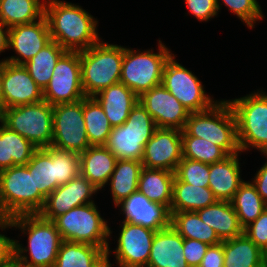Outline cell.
Wrapping results in <instances>:
<instances>
[{"label": "cell", "instance_id": "6da1fadb", "mask_svg": "<svg viewBox=\"0 0 267 267\" xmlns=\"http://www.w3.org/2000/svg\"><path fill=\"white\" fill-rule=\"evenodd\" d=\"M50 38L66 51H83L100 42L97 19L81 6L59 0L45 2Z\"/></svg>", "mask_w": 267, "mask_h": 267}, {"label": "cell", "instance_id": "7a4b0ae2", "mask_svg": "<svg viewBox=\"0 0 267 267\" xmlns=\"http://www.w3.org/2000/svg\"><path fill=\"white\" fill-rule=\"evenodd\" d=\"M11 220L13 227L19 228L25 235L28 234V248H23L15 240V262L20 267H53L63 241L55 223L39 214L18 215ZM27 252L30 260L25 255Z\"/></svg>", "mask_w": 267, "mask_h": 267}, {"label": "cell", "instance_id": "3957f363", "mask_svg": "<svg viewBox=\"0 0 267 267\" xmlns=\"http://www.w3.org/2000/svg\"><path fill=\"white\" fill-rule=\"evenodd\" d=\"M124 47L103 42L80 51L81 84L86 97L120 82Z\"/></svg>", "mask_w": 267, "mask_h": 267}, {"label": "cell", "instance_id": "277c9868", "mask_svg": "<svg viewBox=\"0 0 267 267\" xmlns=\"http://www.w3.org/2000/svg\"><path fill=\"white\" fill-rule=\"evenodd\" d=\"M183 131L218 145L229 155L240 152L236 119L227 100L217 101L207 110L190 113Z\"/></svg>", "mask_w": 267, "mask_h": 267}, {"label": "cell", "instance_id": "5b68a950", "mask_svg": "<svg viewBox=\"0 0 267 267\" xmlns=\"http://www.w3.org/2000/svg\"><path fill=\"white\" fill-rule=\"evenodd\" d=\"M45 199L39 190H35L34 176L27 164L0 171V206L7 217L38 214Z\"/></svg>", "mask_w": 267, "mask_h": 267}, {"label": "cell", "instance_id": "8992f818", "mask_svg": "<svg viewBox=\"0 0 267 267\" xmlns=\"http://www.w3.org/2000/svg\"><path fill=\"white\" fill-rule=\"evenodd\" d=\"M262 91L227 100L236 119L240 153L250 147L261 153L267 148V93Z\"/></svg>", "mask_w": 267, "mask_h": 267}, {"label": "cell", "instance_id": "52a82bcc", "mask_svg": "<svg viewBox=\"0 0 267 267\" xmlns=\"http://www.w3.org/2000/svg\"><path fill=\"white\" fill-rule=\"evenodd\" d=\"M156 129L153 118L138 101L124 124L112 128L104 146L116 160L141 161L144 147Z\"/></svg>", "mask_w": 267, "mask_h": 267}, {"label": "cell", "instance_id": "ba28073f", "mask_svg": "<svg viewBox=\"0 0 267 267\" xmlns=\"http://www.w3.org/2000/svg\"><path fill=\"white\" fill-rule=\"evenodd\" d=\"M53 222L63 241L87 243L110 251L108 238L112 232L94 202L74 207Z\"/></svg>", "mask_w": 267, "mask_h": 267}, {"label": "cell", "instance_id": "9c48e42d", "mask_svg": "<svg viewBox=\"0 0 267 267\" xmlns=\"http://www.w3.org/2000/svg\"><path fill=\"white\" fill-rule=\"evenodd\" d=\"M158 44V53L150 49L141 52L124 47L120 82L138 97L161 85L165 64L173 54L160 40Z\"/></svg>", "mask_w": 267, "mask_h": 267}, {"label": "cell", "instance_id": "30bf717a", "mask_svg": "<svg viewBox=\"0 0 267 267\" xmlns=\"http://www.w3.org/2000/svg\"><path fill=\"white\" fill-rule=\"evenodd\" d=\"M3 124L29 140L36 148H47L53 139V106L37 103L4 109Z\"/></svg>", "mask_w": 267, "mask_h": 267}, {"label": "cell", "instance_id": "8fae6325", "mask_svg": "<svg viewBox=\"0 0 267 267\" xmlns=\"http://www.w3.org/2000/svg\"><path fill=\"white\" fill-rule=\"evenodd\" d=\"M173 54L166 62L161 84L190 113L209 109L217 101H213L204 90L201 81L187 68L179 64Z\"/></svg>", "mask_w": 267, "mask_h": 267}, {"label": "cell", "instance_id": "7c38bea8", "mask_svg": "<svg viewBox=\"0 0 267 267\" xmlns=\"http://www.w3.org/2000/svg\"><path fill=\"white\" fill-rule=\"evenodd\" d=\"M51 147L78 154L90 147L83 114V99L53 106Z\"/></svg>", "mask_w": 267, "mask_h": 267}, {"label": "cell", "instance_id": "4fadbf2b", "mask_svg": "<svg viewBox=\"0 0 267 267\" xmlns=\"http://www.w3.org/2000/svg\"><path fill=\"white\" fill-rule=\"evenodd\" d=\"M43 96L52 106L75 103L86 97L81 84L80 52L66 51L59 58Z\"/></svg>", "mask_w": 267, "mask_h": 267}, {"label": "cell", "instance_id": "5bb4252c", "mask_svg": "<svg viewBox=\"0 0 267 267\" xmlns=\"http://www.w3.org/2000/svg\"><path fill=\"white\" fill-rule=\"evenodd\" d=\"M138 101L151 115L157 128L184 129L190 112L162 84L142 93Z\"/></svg>", "mask_w": 267, "mask_h": 267}, {"label": "cell", "instance_id": "9a60e30c", "mask_svg": "<svg viewBox=\"0 0 267 267\" xmlns=\"http://www.w3.org/2000/svg\"><path fill=\"white\" fill-rule=\"evenodd\" d=\"M122 224L117 248L112 251L116 264L119 267H146L156 231L130 222Z\"/></svg>", "mask_w": 267, "mask_h": 267}, {"label": "cell", "instance_id": "2e32d148", "mask_svg": "<svg viewBox=\"0 0 267 267\" xmlns=\"http://www.w3.org/2000/svg\"><path fill=\"white\" fill-rule=\"evenodd\" d=\"M182 158L181 130L157 128L144 147L141 163L145 168L175 172Z\"/></svg>", "mask_w": 267, "mask_h": 267}, {"label": "cell", "instance_id": "e0dca14e", "mask_svg": "<svg viewBox=\"0 0 267 267\" xmlns=\"http://www.w3.org/2000/svg\"><path fill=\"white\" fill-rule=\"evenodd\" d=\"M50 41V30L45 15L35 22L10 27L8 48H12L18 56L4 58L0 64L9 62L23 65Z\"/></svg>", "mask_w": 267, "mask_h": 267}, {"label": "cell", "instance_id": "ac0fdd59", "mask_svg": "<svg viewBox=\"0 0 267 267\" xmlns=\"http://www.w3.org/2000/svg\"><path fill=\"white\" fill-rule=\"evenodd\" d=\"M98 190L88 179L79 174L68 183L59 185L48 195L38 214L46 220L53 221L74 207L94 202L91 197Z\"/></svg>", "mask_w": 267, "mask_h": 267}, {"label": "cell", "instance_id": "d6986e66", "mask_svg": "<svg viewBox=\"0 0 267 267\" xmlns=\"http://www.w3.org/2000/svg\"><path fill=\"white\" fill-rule=\"evenodd\" d=\"M4 109L44 100L41 89L23 65L2 64Z\"/></svg>", "mask_w": 267, "mask_h": 267}, {"label": "cell", "instance_id": "ffe728a7", "mask_svg": "<svg viewBox=\"0 0 267 267\" xmlns=\"http://www.w3.org/2000/svg\"><path fill=\"white\" fill-rule=\"evenodd\" d=\"M125 214L123 221L142 225L154 231L171 225V213L167 206L151 202L140 192L132 193L117 205Z\"/></svg>", "mask_w": 267, "mask_h": 267}, {"label": "cell", "instance_id": "44dd1931", "mask_svg": "<svg viewBox=\"0 0 267 267\" xmlns=\"http://www.w3.org/2000/svg\"><path fill=\"white\" fill-rule=\"evenodd\" d=\"M146 267H189L183 237L171 225L156 231Z\"/></svg>", "mask_w": 267, "mask_h": 267}, {"label": "cell", "instance_id": "7402d4cb", "mask_svg": "<svg viewBox=\"0 0 267 267\" xmlns=\"http://www.w3.org/2000/svg\"><path fill=\"white\" fill-rule=\"evenodd\" d=\"M239 153L209 164V189L220 201H231L239 186L244 182L240 175Z\"/></svg>", "mask_w": 267, "mask_h": 267}, {"label": "cell", "instance_id": "603a6c76", "mask_svg": "<svg viewBox=\"0 0 267 267\" xmlns=\"http://www.w3.org/2000/svg\"><path fill=\"white\" fill-rule=\"evenodd\" d=\"M94 98L102 106L113 128L124 124L130 111L137 104L139 97L119 82L103 89Z\"/></svg>", "mask_w": 267, "mask_h": 267}, {"label": "cell", "instance_id": "cb8c5ba5", "mask_svg": "<svg viewBox=\"0 0 267 267\" xmlns=\"http://www.w3.org/2000/svg\"><path fill=\"white\" fill-rule=\"evenodd\" d=\"M79 155L80 174L100 191L114 171L116 157L104 145L90 146Z\"/></svg>", "mask_w": 267, "mask_h": 267}, {"label": "cell", "instance_id": "d4e9b609", "mask_svg": "<svg viewBox=\"0 0 267 267\" xmlns=\"http://www.w3.org/2000/svg\"><path fill=\"white\" fill-rule=\"evenodd\" d=\"M196 212L204 223L215 230L221 241L243 234L238 216L229 201L217 200L214 204Z\"/></svg>", "mask_w": 267, "mask_h": 267}, {"label": "cell", "instance_id": "484cf974", "mask_svg": "<svg viewBox=\"0 0 267 267\" xmlns=\"http://www.w3.org/2000/svg\"><path fill=\"white\" fill-rule=\"evenodd\" d=\"M174 179L175 174L172 171L143 167L137 191L144 194L151 202L167 206L170 209Z\"/></svg>", "mask_w": 267, "mask_h": 267}, {"label": "cell", "instance_id": "4316f807", "mask_svg": "<svg viewBox=\"0 0 267 267\" xmlns=\"http://www.w3.org/2000/svg\"><path fill=\"white\" fill-rule=\"evenodd\" d=\"M27 169L34 176L35 190H39L45 198L59 186L56 171V148L50 146L37 149L27 163Z\"/></svg>", "mask_w": 267, "mask_h": 267}, {"label": "cell", "instance_id": "83f0119b", "mask_svg": "<svg viewBox=\"0 0 267 267\" xmlns=\"http://www.w3.org/2000/svg\"><path fill=\"white\" fill-rule=\"evenodd\" d=\"M224 267H263L264 252L244 233L223 241Z\"/></svg>", "mask_w": 267, "mask_h": 267}, {"label": "cell", "instance_id": "f1b7e54d", "mask_svg": "<svg viewBox=\"0 0 267 267\" xmlns=\"http://www.w3.org/2000/svg\"><path fill=\"white\" fill-rule=\"evenodd\" d=\"M143 164L138 160H117L110 176V190L115 207L138 190Z\"/></svg>", "mask_w": 267, "mask_h": 267}, {"label": "cell", "instance_id": "f546056e", "mask_svg": "<svg viewBox=\"0 0 267 267\" xmlns=\"http://www.w3.org/2000/svg\"><path fill=\"white\" fill-rule=\"evenodd\" d=\"M217 201L208 187L193 186L176 178L173 183V197L170 212L198 211Z\"/></svg>", "mask_w": 267, "mask_h": 267}, {"label": "cell", "instance_id": "4dcf8cb0", "mask_svg": "<svg viewBox=\"0 0 267 267\" xmlns=\"http://www.w3.org/2000/svg\"><path fill=\"white\" fill-rule=\"evenodd\" d=\"M45 2L46 0H0V21L9 28L35 22L45 15Z\"/></svg>", "mask_w": 267, "mask_h": 267}, {"label": "cell", "instance_id": "1f68e13d", "mask_svg": "<svg viewBox=\"0 0 267 267\" xmlns=\"http://www.w3.org/2000/svg\"><path fill=\"white\" fill-rule=\"evenodd\" d=\"M171 226L186 239H194L209 245H217L222 241L211 226L204 223L197 212H170Z\"/></svg>", "mask_w": 267, "mask_h": 267}, {"label": "cell", "instance_id": "d6a6232c", "mask_svg": "<svg viewBox=\"0 0 267 267\" xmlns=\"http://www.w3.org/2000/svg\"><path fill=\"white\" fill-rule=\"evenodd\" d=\"M105 254L101 247L62 241L53 267H93Z\"/></svg>", "mask_w": 267, "mask_h": 267}, {"label": "cell", "instance_id": "836d02e7", "mask_svg": "<svg viewBox=\"0 0 267 267\" xmlns=\"http://www.w3.org/2000/svg\"><path fill=\"white\" fill-rule=\"evenodd\" d=\"M239 223L244 229L265 210L267 203L261 198L252 182L244 181L230 201Z\"/></svg>", "mask_w": 267, "mask_h": 267}, {"label": "cell", "instance_id": "e575fe53", "mask_svg": "<svg viewBox=\"0 0 267 267\" xmlns=\"http://www.w3.org/2000/svg\"><path fill=\"white\" fill-rule=\"evenodd\" d=\"M65 52L66 50L56 41L51 40L23 66L36 84L44 90L50 82L57 61Z\"/></svg>", "mask_w": 267, "mask_h": 267}, {"label": "cell", "instance_id": "d590c367", "mask_svg": "<svg viewBox=\"0 0 267 267\" xmlns=\"http://www.w3.org/2000/svg\"><path fill=\"white\" fill-rule=\"evenodd\" d=\"M83 114L90 146L104 145L112 126L102 106L94 97L83 98Z\"/></svg>", "mask_w": 267, "mask_h": 267}, {"label": "cell", "instance_id": "8d00e7d4", "mask_svg": "<svg viewBox=\"0 0 267 267\" xmlns=\"http://www.w3.org/2000/svg\"><path fill=\"white\" fill-rule=\"evenodd\" d=\"M183 158L213 164L225 159L229 154L218 145L203 138L188 136L181 131Z\"/></svg>", "mask_w": 267, "mask_h": 267}, {"label": "cell", "instance_id": "74e56055", "mask_svg": "<svg viewBox=\"0 0 267 267\" xmlns=\"http://www.w3.org/2000/svg\"><path fill=\"white\" fill-rule=\"evenodd\" d=\"M174 174L177 180L187 184L209 187V164L182 158Z\"/></svg>", "mask_w": 267, "mask_h": 267}, {"label": "cell", "instance_id": "f35d334b", "mask_svg": "<svg viewBox=\"0 0 267 267\" xmlns=\"http://www.w3.org/2000/svg\"><path fill=\"white\" fill-rule=\"evenodd\" d=\"M8 159H13V166L26 165L38 149L29 140L7 127Z\"/></svg>", "mask_w": 267, "mask_h": 267}, {"label": "cell", "instance_id": "ab89813d", "mask_svg": "<svg viewBox=\"0 0 267 267\" xmlns=\"http://www.w3.org/2000/svg\"><path fill=\"white\" fill-rule=\"evenodd\" d=\"M226 7L236 14L239 19L246 23L247 27L253 28L254 24L263 19L261 7L257 0H222ZM218 11L220 0H216Z\"/></svg>", "mask_w": 267, "mask_h": 267}, {"label": "cell", "instance_id": "60d3db41", "mask_svg": "<svg viewBox=\"0 0 267 267\" xmlns=\"http://www.w3.org/2000/svg\"><path fill=\"white\" fill-rule=\"evenodd\" d=\"M57 183L63 185L80 174V155L56 149Z\"/></svg>", "mask_w": 267, "mask_h": 267}, {"label": "cell", "instance_id": "b9f144b4", "mask_svg": "<svg viewBox=\"0 0 267 267\" xmlns=\"http://www.w3.org/2000/svg\"><path fill=\"white\" fill-rule=\"evenodd\" d=\"M243 233L263 252L267 250V207L254 222L243 229Z\"/></svg>", "mask_w": 267, "mask_h": 267}, {"label": "cell", "instance_id": "7bdbcfd3", "mask_svg": "<svg viewBox=\"0 0 267 267\" xmlns=\"http://www.w3.org/2000/svg\"><path fill=\"white\" fill-rule=\"evenodd\" d=\"M13 227L11 218L7 217L3 222H0V229L3 231L6 228ZM15 240L10 239L4 234H0V267H8L15 262Z\"/></svg>", "mask_w": 267, "mask_h": 267}, {"label": "cell", "instance_id": "ee69618b", "mask_svg": "<svg viewBox=\"0 0 267 267\" xmlns=\"http://www.w3.org/2000/svg\"><path fill=\"white\" fill-rule=\"evenodd\" d=\"M210 245L194 239L183 238V254L189 267H199Z\"/></svg>", "mask_w": 267, "mask_h": 267}, {"label": "cell", "instance_id": "f6af8a7d", "mask_svg": "<svg viewBox=\"0 0 267 267\" xmlns=\"http://www.w3.org/2000/svg\"><path fill=\"white\" fill-rule=\"evenodd\" d=\"M189 11L200 21H208L218 11L216 0H185Z\"/></svg>", "mask_w": 267, "mask_h": 267}, {"label": "cell", "instance_id": "bcb514c9", "mask_svg": "<svg viewBox=\"0 0 267 267\" xmlns=\"http://www.w3.org/2000/svg\"><path fill=\"white\" fill-rule=\"evenodd\" d=\"M199 267H224L223 241L208 247Z\"/></svg>", "mask_w": 267, "mask_h": 267}, {"label": "cell", "instance_id": "7dc6e473", "mask_svg": "<svg viewBox=\"0 0 267 267\" xmlns=\"http://www.w3.org/2000/svg\"><path fill=\"white\" fill-rule=\"evenodd\" d=\"M13 166V159H8L7 126L0 125V171Z\"/></svg>", "mask_w": 267, "mask_h": 267}, {"label": "cell", "instance_id": "c3c4849f", "mask_svg": "<svg viewBox=\"0 0 267 267\" xmlns=\"http://www.w3.org/2000/svg\"><path fill=\"white\" fill-rule=\"evenodd\" d=\"M252 184L256 187L261 198L267 203V162L258 170Z\"/></svg>", "mask_w": 267, "mask_h": 267}, {"label": "cell", "instance_id": "681fc988", "mask_svg": "<svg viewBox=\"0 0 267 267\" xmlns=\"http://www.w3.org/2000/svg\"><path fill=\"white\" fill-rule=\"evenodd\" d=\"M9 27H7L3 22L0 21V53L5 52L8 48L9 39Z\"/></svg>", "mask_w": 267, "mask_h": 267}, {"label": "cell", "instance_id": "f907efd6", "mask_svg": "<svg viewBox=\"0 0 267 267\" xmlns=\"http://www.w3.org/2000/svg\"><path fill=\"white\" fill-rule=\"evenodd\" d=\"M110 252H106V254L96 262L93 267H112V264L109 261Z\"/></svg>", "mask_w": 267, "mask_h": 267}, {"label": "cell", "instance_id": "816d5d0a", "mask_svg": "<svg viewBox=\"0 0 267 267\" xmlns=\"http://www.w3.org/2000/svg\"><path fill=\"white\" fill-rule=\"evenodd\" d=\"M0 106L4 109V92L2 85V64H0Z\"/></svg>", "mask_w": 267, "mask_h": 267}, {"label": "cell", "instance_id": "f5cc1de1", "mask_svg": "<svg viewBox=\"0 0 267 267\" xmlns=\"http://www.w3.org/2000/svg\"><path fill=\"white\" fill-rule=\"evenodd\" d=\"M6 218H7V216L2 211L1 206H0V222H3Z\"/></svg>", "mask_w": 267, "mask_h": 267}, {"label": "cell", "instance_id": "db71d44e", "mask_svg": "<svg viewBox=\"0 0 267 267\" xmlns=\"http://www.w3.org/2000/svg\"><path fill=\"white\" fill-rule=\"evenodd\" d=\"M263 267H267V250L264 251Z\"/></svg>", "mask_w": 267, "mask_h": 267}, {"label": "cell", "instance_id": "11a10c76", "mask_svg": "<svg viewBox=\"0 0 267 267\" xmlns=\"http://www.w3.org/2000/svg\"><path fill=\"white\" fill-rule=\"evenodd\" d=\"M4 109L0 106V124L3 123Z\"/></svg>", "mask_w": 267, "mask_h": 267}, {"label": "cell", "instance_id": "9f6ffc18", "mask_svg": "<svg viewBox=\"0 0 267 267\" xmlns=\"http://www.w3.org/2000/svg\"><path fill=\"white\" fill-rule=\"evenodd\" d=\"M8 267H17V263L14 262V263H12L11 265H9Z\"/></svg>", "mask_w": 267, "mask_h": 267}, {"label": "cell", "instance_id": "6f0895ef", "mask_svg": "<svg viewBox=\"0 0 267 267\" xmlns=\"http://www.w3.org/2000/svg\"><path fill=\"white\" fill-rule=\"evenodd\" d=\"M265 156H267V148L262 152Z\"/></svg>", "mask_w": 267, "mask_h": 267}]
</instances>
